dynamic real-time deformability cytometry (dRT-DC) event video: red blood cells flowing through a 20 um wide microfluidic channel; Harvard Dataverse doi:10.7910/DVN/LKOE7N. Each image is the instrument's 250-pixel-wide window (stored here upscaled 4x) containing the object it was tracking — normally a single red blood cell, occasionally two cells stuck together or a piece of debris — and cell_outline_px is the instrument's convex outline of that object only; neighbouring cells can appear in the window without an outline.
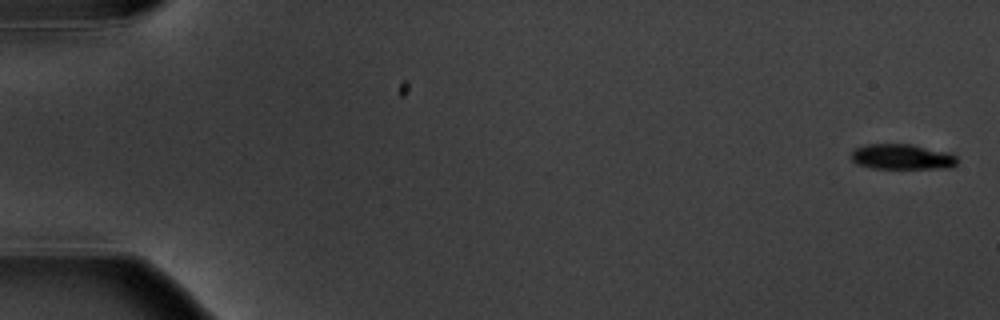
{"species": "common noctule bat (a hibernating species)", "species_latin": "Nyctalus noctula", "temperature_condition": "warm", "stored_images_in_passage": 5, "camera_frame_rate_fps": 3000, "um_per_image_px": 0.085, "animal": {"sex": "male", "body_mass_g": 20.1, "forearm_length_mm": 53.5}, "frame": {"image": 1, "passage_image": 1, "time_ms": 0.0, "image_size_px": [1000, 320], "cell_outline_px": [[956, 164], [952, 168], [872, 168], [856, 164], [852, 160], [852, 152], [856, 148], [868, 144], [912, 144], [948, 152], [956, 156]], "centroid_in_image_um": [76.68, 13.33], "position_along_channel_um": 8.3, "area_um2": 15.61}}
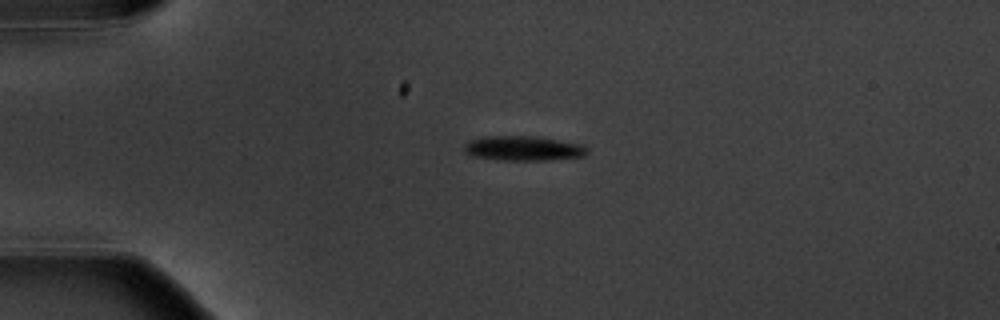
{"frame": {"image": 2, "passage_image": 4, "time_ms": 4.333, "image_size_px": [1000, 320], "cell_outline_px": [[588, 152], [584, 156], [548, 160], [504, 160], [472, 156], [464, 148], [464, 144], [472, 140], [484, 136], [536, 136], [584, 144]], "centroid_in_image_um": [44.53, 12.6], "position_along_channel_um": 40.5, "area_um2": 17.63}}